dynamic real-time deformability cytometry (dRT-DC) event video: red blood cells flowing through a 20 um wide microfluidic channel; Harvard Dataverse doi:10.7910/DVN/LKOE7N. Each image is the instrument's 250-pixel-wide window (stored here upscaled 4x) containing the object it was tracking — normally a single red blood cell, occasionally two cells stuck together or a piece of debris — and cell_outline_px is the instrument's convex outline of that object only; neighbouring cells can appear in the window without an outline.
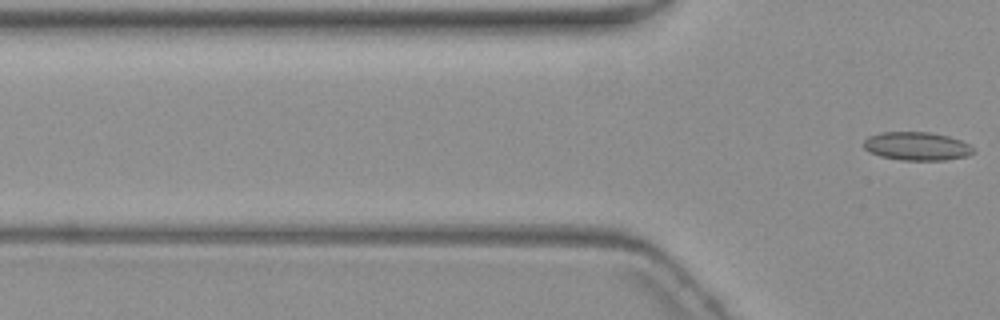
{"species": "common noctule bat (a hibernating species)", "species_latin": "Nyctalus noctula", "temperature_condition": "warm", "stored_images_in_passage": 6, "segment_of_instrument_passage": [2, 2], "camera_frame_rate_fps": 3000, "um_per_image_px": 0.085, "animal": {"sex": "female", "body_mass_g": 19.3, "forearm_length_mm": 54.1}, "frame": {"image": 1, "passage_image": 6, "time_ms": 6.0, "image_size_px": [1000, 320], "cell_outline_px": [[976, 152], [968, 156], [944, 160], [900, 160], [880, 156], [864, 148], [864, 140], [868, 136], [880, 132], [932, 132], [948, 136], [960, 140], [976, 148]], "centroid_in_image_um": [77.97, 12.42], "position_along_channel_um": 47.8, "area_um2": 18.26}}